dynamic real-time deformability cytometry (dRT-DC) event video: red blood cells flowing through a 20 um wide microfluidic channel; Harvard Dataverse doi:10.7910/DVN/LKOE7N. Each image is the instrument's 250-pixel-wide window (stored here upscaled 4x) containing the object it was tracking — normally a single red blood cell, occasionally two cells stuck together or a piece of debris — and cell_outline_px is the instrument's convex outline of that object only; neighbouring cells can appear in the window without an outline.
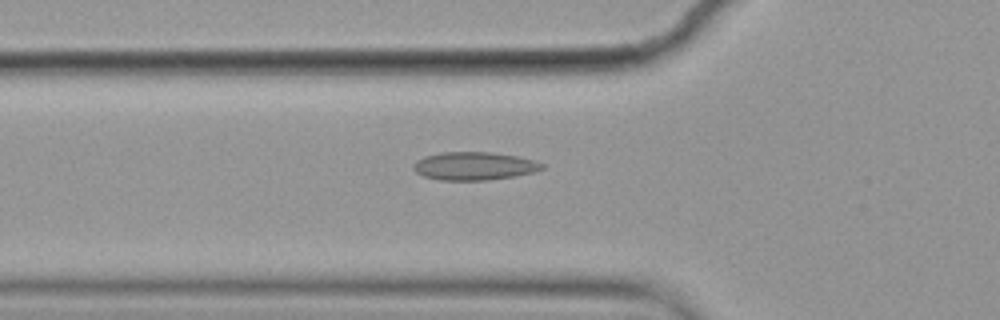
{"species": "common noctule bat (a hibernating species)", "species_latin": "Nyctalus noctula", "temperature_condition": "cold", "stored_images_in_passage": 39, "camera_frame_rate_fps": 3000, "um_per_image_px": 0.085, "animal": {"sex": "female", "body_mass_g": 19.9}, "frame": {"image": 1, "passage_image": 2, "time_ms": 0.333, "image_size_px": [1000, 320], "cell_outline_px": [[544, 168], [532, 172], [512, 176], [488, 180], [440, 180], [424, 176], [416, 172], [412, 168], [412, 164], [416, 160], [424, 156], [440, 152], [492, 152], [516, 156], [532, 160], [544, 164]], "centroid_in_image_um": [40.24, 14.1], "position_along_channel_um": 85.6, "area_um2": 20.98}}
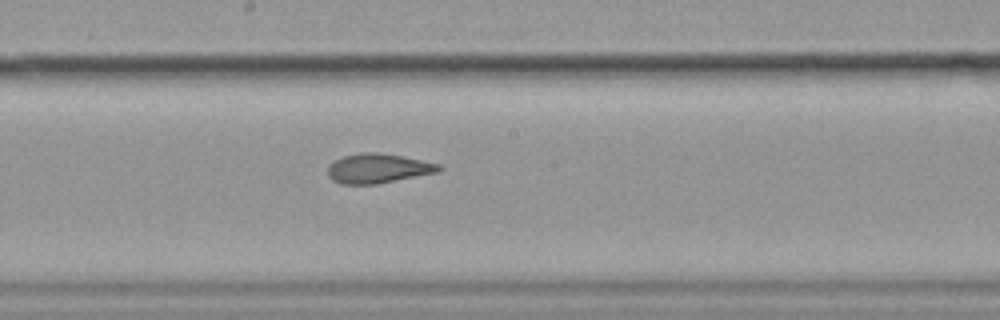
{"frame": {"image": 2, "passage_image": 13, "time_ms": 4.0, "image_size_px": [1000, 320], "cell_outline_px": [[444, 168], [440, 172], [376, 184], [344, 184], [332, 180], [328, 176], [328, 164], [344, 156], [360, 152], [376, 152], [404, 156], [440, 164]], "centroid_in_image_um": [32.16, 14.31], "position_along_channel_um": 216.0, "area_um2": 19.25}}
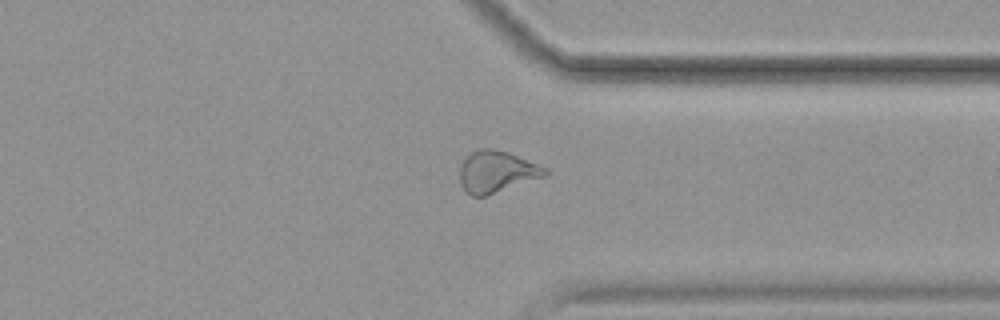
{"frame": {"image": 3, "passage_image": 26, "time_ms": 8.333, "image_size_px": [1000, 320], "cell_outline_px": [[548, 172], [544, 176], [484, 196], [472, 196], [460, 184], [460, 168], [464, 160], [472, 152], [480, 148], [492, 148], [508, 152], [548, 168]], "centroid_in_image_um": [42.21, 14.58], "position_along_channel_um": 369.2, "area_um2": 20.29}}